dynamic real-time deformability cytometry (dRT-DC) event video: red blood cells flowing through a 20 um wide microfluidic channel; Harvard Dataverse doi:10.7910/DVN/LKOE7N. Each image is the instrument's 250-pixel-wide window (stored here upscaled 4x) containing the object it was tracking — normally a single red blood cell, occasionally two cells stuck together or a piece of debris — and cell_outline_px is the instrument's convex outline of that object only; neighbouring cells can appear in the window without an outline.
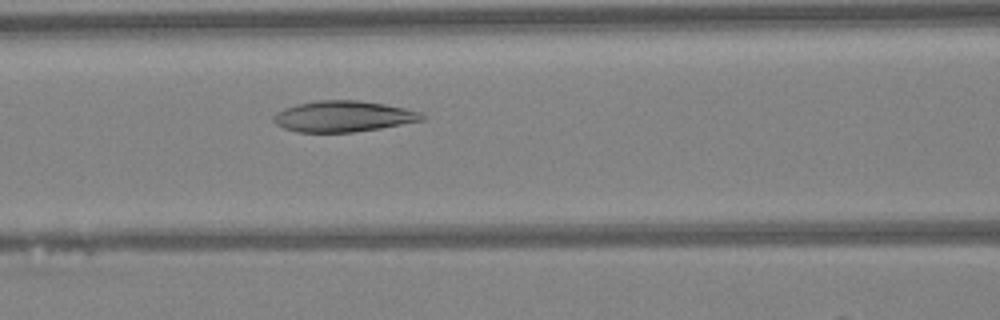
{"species": "Egyptian fruit bat (a non-hibernating species)", "species_latin": "Rousettus aegyptiacus", "temperature_condition": "warm", "stored_images_in_passage": 47, "camera_frame_rate_fps": 3000, "um_per_image_px": 0.085, "animal": {"sex": "female"}, "frame": {"image": 1, "passage_image": 20, "time_ms": 6.333, "image_size_px": [1000, 320], "cell_outline_px": [[424, 120], [380, 128], [352, 132], [296, 132], [284, 128], [276, 124], [272, 120], [276, 112], [284, 108], [296, 104], [320, 100], [356, 100], [384, 104], [404, 108], [420, 112], [424, 116]], "centroid_in_image_um": [29.14, 9.89], "position_along_channel_um": 137.5, "area_um2": 26.65}}
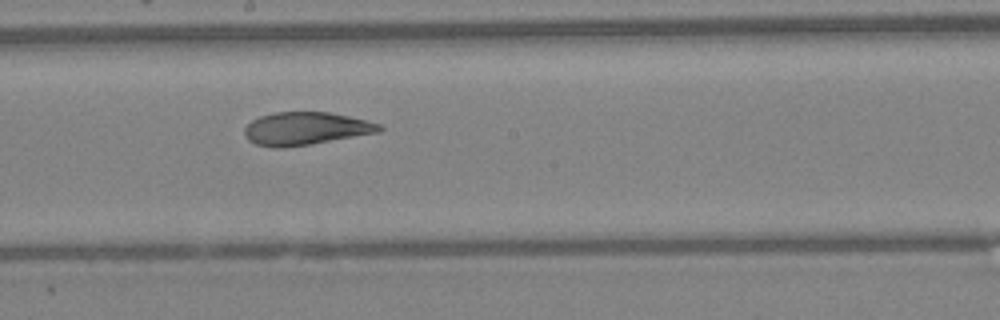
{"frame": {"image": 2, "passage_image": 26, "time_ms": 8.333, "image_size_px": [1000, 320], "cell_outline_px": [[384, 128], [380, 132], [284, 148], [276, 148], [256, 144], [248, 140], [244, 136], [244, 128], [252, 120], [260, 116], [272, 112], [328, 112], [348, 116], [380, 124]], "centroid_in_image_um": [25.94, 10.92], "position_along_channel_um": 222.3, "area_um2": 25.66}}
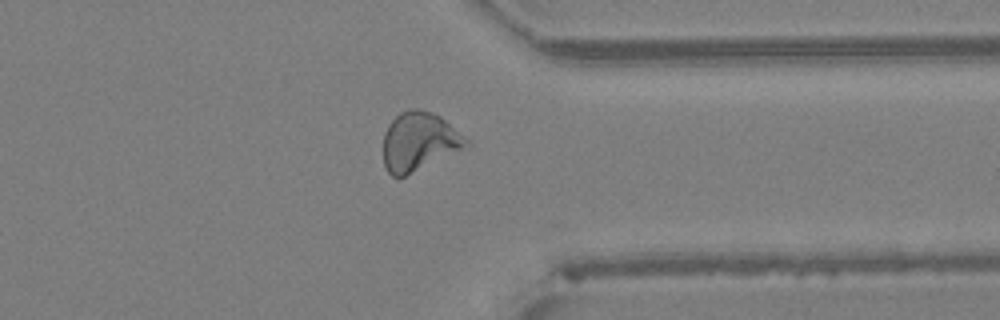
{"frame": {"image": 3, "passage_image": 37, "time_ms": 12.0, "image_size_px": [1000, 320], "cell_outline_px": [[472, 144], [404, 176], [392, 176], [388, 172], [384, 164], [384, 132], [388, 124], [400, 112], [408, 108], [416, 108], [432, 112], [440, 116], [464, 136]], "centroid_in_image_um": [35.6, 12.0], "position_along_channel_um": 375.8, "area_um2": 27.98}, "authors_computed_cell_mechanics": {"area_um2": 27.166, "velocity_mm_per_s": 4.2872, "shape_relaxation_time_tau1_ms": 11.2502, "shape_relaxation_time_tau2_ms": 2.8167, "deformation_change_tau1": 0.2525, "deformation_change_tau2": 0.1013}}